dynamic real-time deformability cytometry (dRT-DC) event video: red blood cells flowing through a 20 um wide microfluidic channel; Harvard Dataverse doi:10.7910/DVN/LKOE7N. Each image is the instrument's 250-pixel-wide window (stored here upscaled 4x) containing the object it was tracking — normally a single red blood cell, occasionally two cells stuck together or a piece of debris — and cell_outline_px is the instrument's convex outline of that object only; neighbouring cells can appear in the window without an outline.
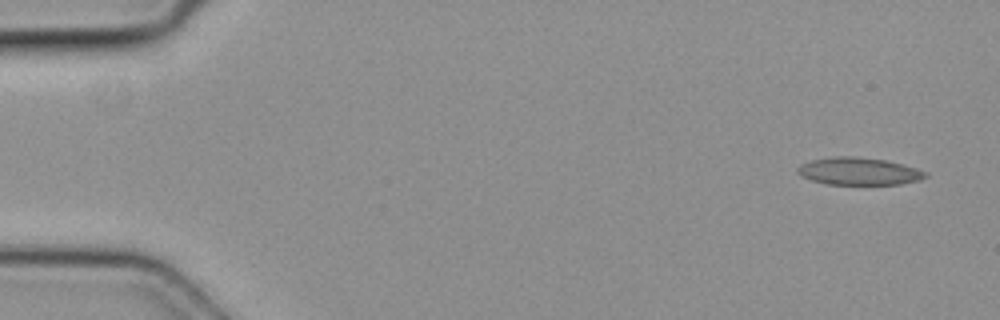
{"species": "common noctule bat (a hibernating species)", "species_latin": "Nyctalus noctula", "temperature_condition": "cold", "stored_images_in_passage": 5, "camera_frame_rate_fps": 3000, "um_per_image_px": 0.085, "animal": {"sex": "female", "body_mass_g": 19.3, "forearm_length_mm": 54.1}, "frame": {"image": 1, "passage_image": 1, "time_ms": 0.0, "image_size_px": [1000, 320], "cell_outline_px": [[928, 176], [920, 180], [900, 184], [828, 184], [812, 180], [800, 176], [796, 172], [796, 168], [800, 164], [812, 160], [836, 156], [856, 156], [884, 160], [904, 164], [928, 172]], "centroid_in_image_um": [73.0, 14.55], "position_along_channel_um": 12.0, "area_um2": 20.52}}
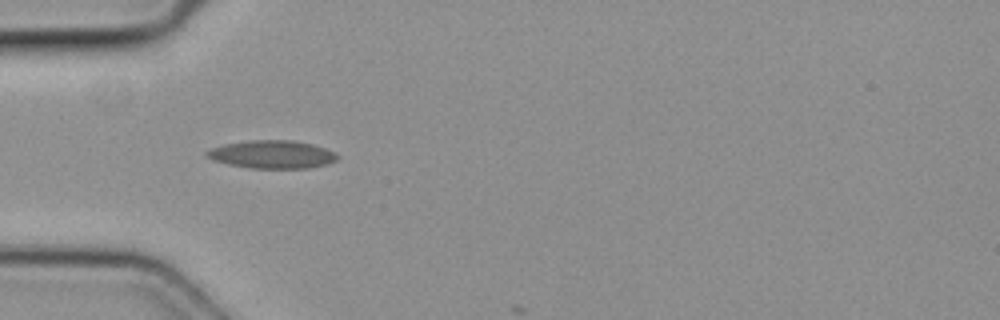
{"frame": {"image": 2, "passage_image": 4, "time_ms": 1.0, "image_size_px": [1000, 320], "cell_outline_px": [[340, 156], [336, 160], [328, 164], [308, 168], [248, 168], [228, 164], [212, 160], [204, 156], [204, 152], [212, 148], [224, 144], [252, 140], [292, 140], [312, 144], [336, 152]], "centroid_in_image_um": [23.12, 13.13], "position_along_channel_um": 61.9, "area_um2": 21.44}}